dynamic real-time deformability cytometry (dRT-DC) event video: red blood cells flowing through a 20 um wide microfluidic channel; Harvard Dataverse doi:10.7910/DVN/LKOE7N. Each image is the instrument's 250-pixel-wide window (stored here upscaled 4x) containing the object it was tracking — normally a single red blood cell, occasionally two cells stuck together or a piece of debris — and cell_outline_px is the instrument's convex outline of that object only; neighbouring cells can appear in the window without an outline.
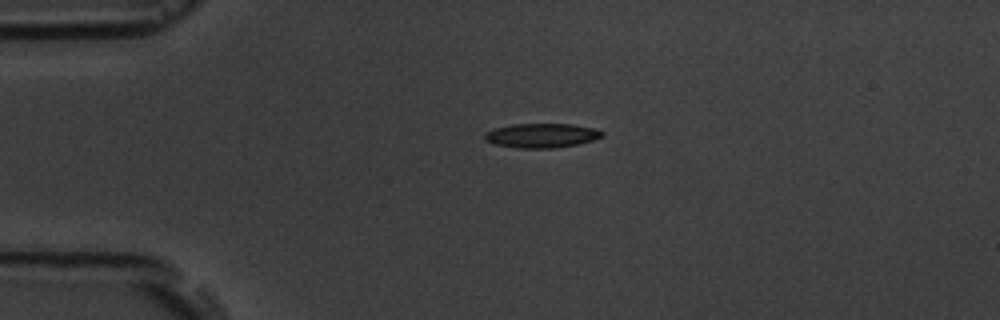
{"species": "common noctule bat (a hibernating species)", "species_latin": "Nyctalus noctula", "temperature_condition": "room temperature", "stored_images_in_passage": 2, "camera_frame_rate_fps": 3000, "um_per_image_px": 0.085, "animal": {"sex": "male", "body_mass_g": 19.5, "forearm_length_mm": 54.6}, "frame": {"image": 1, "passage_image": 1, "time_ms": 0.0, "image_size_px": [1000, 320], "cell_outline_px": [[604, 136], [592, 140], [576, 144], [556, 148], [516, 148], [496, 144], [484, 140], [484, 132], [496, 128], [512, 124], [572, 124], [596, 128], [604, 132]], "centroid_in_image_um": [46.04, 11.51], "position_along_channel_um": 39.0, "area_um2": 16.7}}